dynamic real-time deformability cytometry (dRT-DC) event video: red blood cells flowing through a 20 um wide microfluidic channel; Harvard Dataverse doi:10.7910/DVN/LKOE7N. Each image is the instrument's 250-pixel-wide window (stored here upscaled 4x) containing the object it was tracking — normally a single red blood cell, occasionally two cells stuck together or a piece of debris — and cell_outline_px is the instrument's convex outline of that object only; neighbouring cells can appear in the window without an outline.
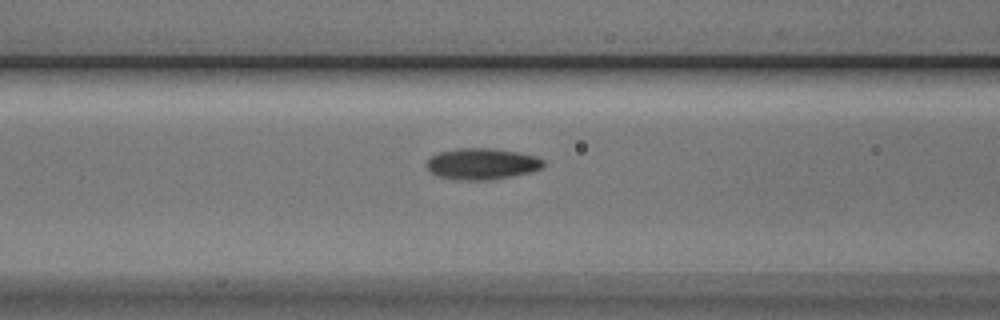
{"species": "Egyptian fruit bat (a non-hibernating species)", "species_latin": "Rousettus aegyptiacus", "temperature_condition": "cold", "stored_images_in_passage": 18, "camera_frame_rate_fps": 3000, "um_per_image_px": 0.085, "animal": {"sex": "male"}, "frame": {"image": 1, "passage_image": 16, "time_ms": 5.0, "image_size_px": [1000, 320], "cell_outline_px": [[544, 164], [540, 168], [532, 172], [492, 180], [456, 180], [440, 176], [432, 172], [428, 168], [428, 160], [432, 156], [440, 152], [456, 148], [492, 148], [516, 152], [536, 156], [544, 160]], "centroid_in_image_um": [41.0, 13.93], "position_along_channel_um": 125.6, "area_um2": 21.15}}